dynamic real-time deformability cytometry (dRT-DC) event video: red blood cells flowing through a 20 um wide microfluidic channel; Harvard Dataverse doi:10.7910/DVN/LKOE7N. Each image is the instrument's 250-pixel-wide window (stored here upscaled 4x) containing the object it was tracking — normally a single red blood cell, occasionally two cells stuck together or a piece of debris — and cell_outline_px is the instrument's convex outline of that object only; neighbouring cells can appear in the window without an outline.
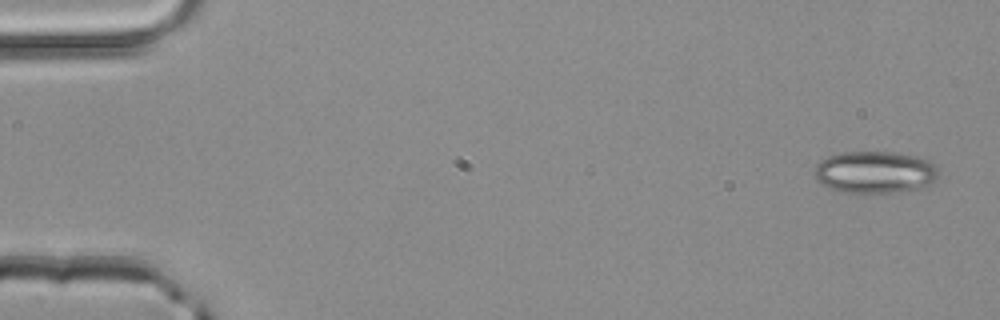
{"species": "common noctule bat (a hibernating species)", "species_latin": "Nyctalus noctula", "temperature_condition": "room temperature", "stored_images_in_passage": 3, "camera_frame_rate_fps": 3000, "um_per_image_px": 0.085, "animal": {"sex": "male", "body_mass_g": 20.4}, "frame": {"image": 1, "passage_image": 1, "time_ms": 0.0, "image_size_px": [1000, 320], "cell_outline_px": [[936, 180], [920, 188], [892, 192], [844, 192], [832, 188], [816, 180], [816, 164], [820, 160], [828, 156], [844, 152], [892, 152], [920, 156], [936, 164]], "centroid_in_image_um": [74.39, 14.61], "position_along_channel_um": 10.6, "area_um2": 30.06}}